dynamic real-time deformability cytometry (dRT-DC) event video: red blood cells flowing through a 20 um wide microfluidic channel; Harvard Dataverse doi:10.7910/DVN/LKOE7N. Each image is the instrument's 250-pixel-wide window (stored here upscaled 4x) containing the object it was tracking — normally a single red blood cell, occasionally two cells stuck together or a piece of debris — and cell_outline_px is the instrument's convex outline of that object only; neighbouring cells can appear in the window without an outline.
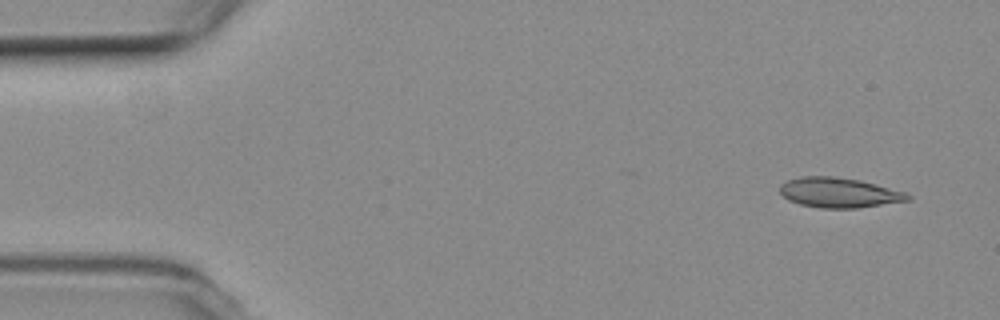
{"species": "common noctule bat (a hibernating species)", "species_latin": "Nyctalus noctula", "temperature_condition": "room temperature", "stored_images_in_passage": 5, "camera_frame_rate_fps": 3000, "um_per_image_px": 0.085, "animal": {"sex": "female", "body_mass_g": 19.3, "forearm_length_mm": 54.1}, "frame": {"image": 1, "passage_image": 1, "time_ms": 0.0, "image_size_px": [1000, 320], "cell_outline_px": [[912, 200], [856, 208], [820, 208], [800, 204], [788, 200], [780, 192], [780, 184], [788, 180], [800, 176], [832, 176], [860, 180], [876, 184], [904, 192], [912, 196]], "centroid_in_image_um": [71.31, 16.37], "position_along_channel_um": 13.7, "area_um2": 22.31}}
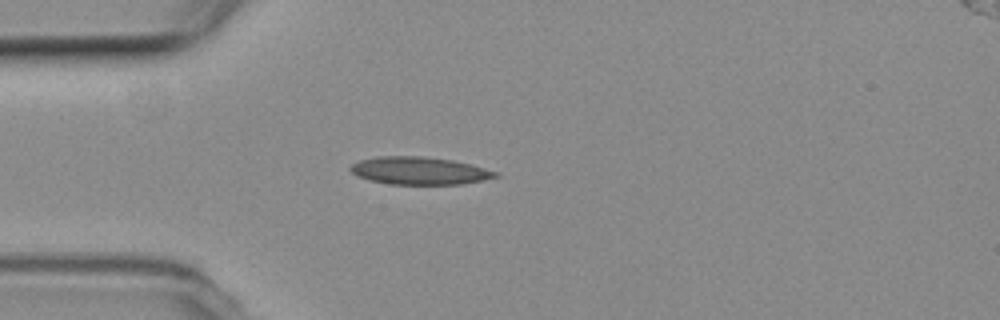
{"frame": {"image": 2, "passage_image": 4, "time_ms": 3.667, "image_size_px": [1000, 320], "cell_outline_px": [[500, 176], [484, 180], [464, 184], [388, 184], [368, 180], [356, 176], [348, 168], [352, 164], [360, 160], [376, 156], [424, 156], [452, 160], [468, 164], [496, 172]], "centroid_in_image_um": [35.59, 14.51], "position_along_channel_um": 49.4, "area_um2": 23.35}}